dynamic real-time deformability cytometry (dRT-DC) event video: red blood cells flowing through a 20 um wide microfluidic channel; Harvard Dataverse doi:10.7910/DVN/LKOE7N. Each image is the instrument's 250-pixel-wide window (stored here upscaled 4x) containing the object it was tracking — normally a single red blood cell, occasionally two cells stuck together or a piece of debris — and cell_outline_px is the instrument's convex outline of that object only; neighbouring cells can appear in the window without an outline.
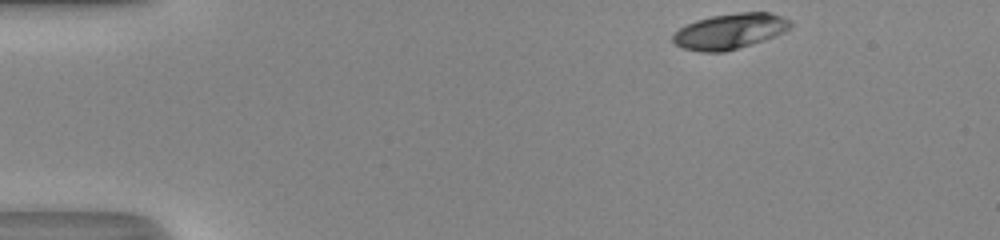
{"species": "human", "species_latin": "Homo sapiens", "temperature_condition": "room temperature", "stored_images_in_passage": 40, "camera_frame_rate_fps": 3000, "um_per_image_px": 0.085, "donor": {"sex": "male"}, "frame": {"image": 1, "passage_image": 1, "time_ms": 0.0, "image_size_px": [1000, 240], "cell_outline_px": [[792, 24], [784, 32], [764, 40], [752, 44], [724, 52], [700, 52], [684, 48], [676, 44], [672, 40], [672, 36], [680, 28], [696, 20], [712, 16], [736, 12], [768, 12], [792, 20]], "centroid_in_image_um": [62.05, 2.65], "position_along_channel_um": 22.9, "area_um2": 24.16}}
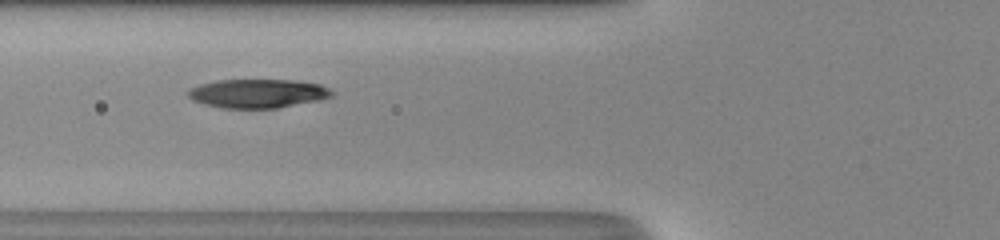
{"frame": {"image": 2, "passage_image": 14, "time_ms": 4.333, "image_size_px": [1000, 240], "cell_outline_px": [[336, 92], [332, 96], [320, 100], [276, 108], [220, 108], [204, 104], [192, 100], [188, 96], [188, 88], [200, 84], [216, 80], [296, 80], [320, 84]], "centroid_in_image_um": [21.91, 7.94], "position_along_channel_um": 103.9, "area_um2": 24.33}}
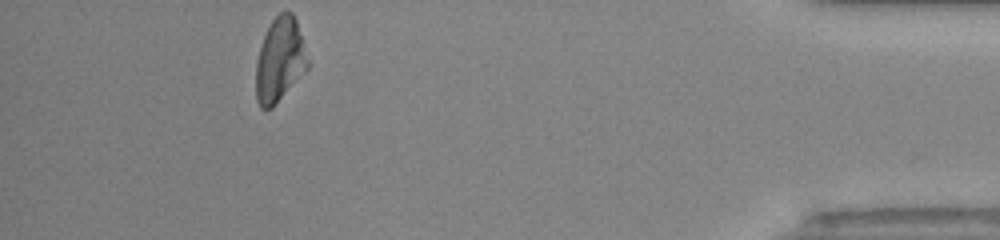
{"frame": {"image": 3, "passage_image": 40, "time_ms": 13.0, "image_size_px": [1000, 240], "cell_outline_px": [[308, 68], [272, 108], [260, 108], [256, 100], [256, 60], [264, 36], [272, 20], [280, 12], [292, 12], [296, 20], [308, 60]], "centroid_in_image_um": [23.76, 5.11], "position_along_channel_um": 411.4, "area_um2": 24.97}, "authors_computed_cell_mechanics": {"area_um2": 25.143, "velocity_mm_per_s": 4.2071, "shape_relaxation_time_tau1_ms": 3.011, "shape_relaxation_time_tau2_ms": 2.998, "deformation_change_tau1": 0.1777, "deformation_change_tau2": 0.0465}}